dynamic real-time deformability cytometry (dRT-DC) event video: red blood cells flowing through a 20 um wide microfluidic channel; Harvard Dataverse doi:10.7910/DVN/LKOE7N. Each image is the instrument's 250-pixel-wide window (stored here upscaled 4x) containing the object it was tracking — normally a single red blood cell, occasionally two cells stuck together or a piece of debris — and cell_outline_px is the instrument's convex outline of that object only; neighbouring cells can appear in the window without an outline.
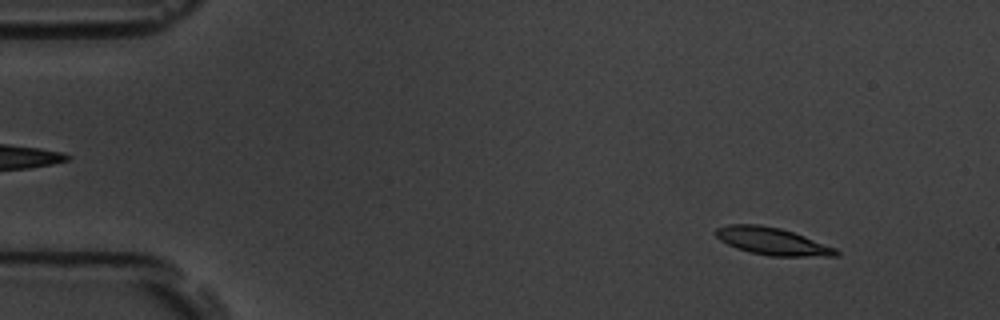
{"species": "common noctule bat (a hibernating species)", "species_latin": "Nyctalus noctula", "temperature_condition": "room temperature", "stored_images_in_passage": 4, "camera_frame_rate_fps": 3000, "um_per_image_px": 0.085, "animal": {"sex": "male", "body_mass_g": 19.5, "forearm_length_mm": 54.6}, "frame": {"image": 1, "passage_image": 1, "time_ms": 0.0, "image_size_px": [1000, 320], "cell_outline_px": [[840, 256], [768, 256], [736, 248], [720, 240], [716, 236], [716, 228], [728, 224], [760, 224], [780, 228], [804, 236], [836, 248], [840, 252]], "centroid_in_image_um": [65.65, 20.5], "position_along_channel_um": 19.3, "area_um2": 19.07}}
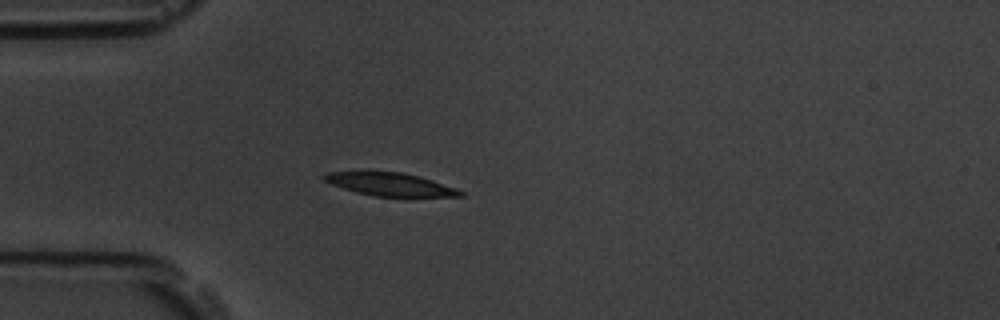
{"frame": {"image": 2, "passage_image": 4, "time_ms": 3.333, "image_size_px": [1000, 320], "cell_outline_px": [[464, 196], [372, 196], [356, 192], [332, 184], [324, 180], [320, 176], [328, 172], [400, 172], [420, 176], [456, 188], [464, 192]], "centroid_in_image_um": [33.16, 15.67], "position_along_channel_um": 51.8, "area_um2": 17.98}}